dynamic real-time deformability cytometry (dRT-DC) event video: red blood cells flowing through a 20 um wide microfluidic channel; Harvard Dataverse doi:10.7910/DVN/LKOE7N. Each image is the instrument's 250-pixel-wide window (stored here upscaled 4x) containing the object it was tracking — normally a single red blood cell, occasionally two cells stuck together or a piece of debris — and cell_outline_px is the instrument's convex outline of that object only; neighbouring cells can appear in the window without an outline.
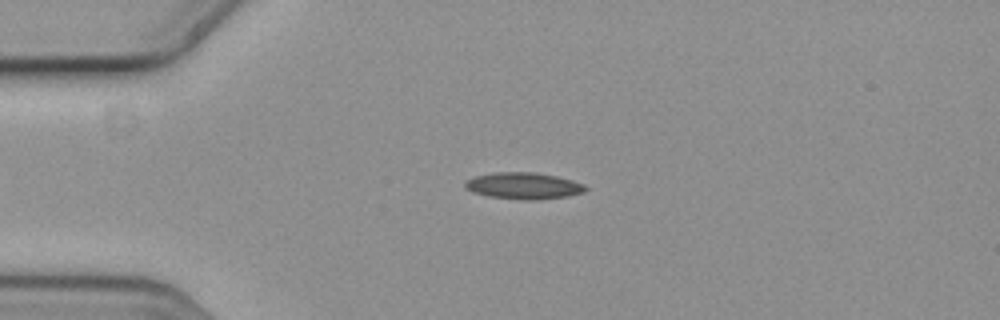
{"species": "common noctule bat (a hibernating species)", "species_latin": "Nyctalus noctula", "temperature_condition": "cold", "stored_images_in_passage": 52, "camera_frame_rate_fps": 3000, "um_per_image_px": 0.085, "animal": {"sex": "female", "body_mass_g": 19.3, "forearm_length_mm": 54.1}, "frame": {"image": 1, "passage_image": 14, "time_ms": 4.333, "image_size_px": [1000, 320], "cell_outline_px": [[588, 188], [584, 192], [568, 196], [536, 200], [520, 200], [488, 196], [472, 192], [464, 188], [464, 180], [476, 176], [496, 172], [532, 172], [556, 176], [572, 180], [584, 184]], "centroid_in_image_um": [44.48, 15.8], "position_along_channel_um": 40.5, "area_um2": 18.79}}
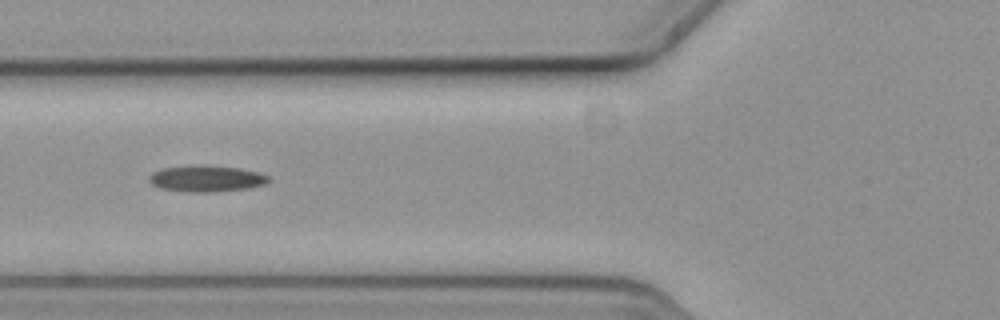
{"frame": {"image": 2, "passage_image": 22, "time_ms": 7.0, "image_size_px": [1000, 320], "cell_outline_px": [[272, 180], [264, 184], [252, 188], [212, 192], [188, 192], [160, 188], [152, 184], [148, 180], [148, 176], [152, 172], [160, 168], [196, 164], [200, 164], [240, 168], [272, 176]], "centroid_in_image_um": [17.55, 15.17], "position_along_channel_um": 108.3, "area_um2": 18.79}}
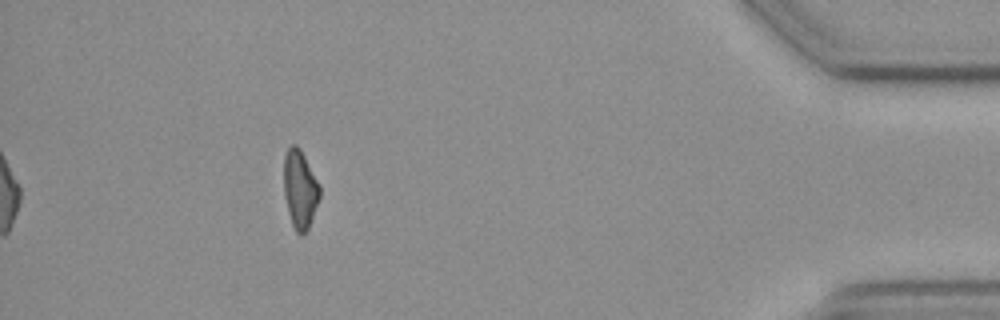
{"frame": {"image": 3, "passage_image": 52, "time_ms": 17.0, "image_size_px": [1000, 320], "cell_outline_px": [[320, 196], [308, 228], [300, 236], [296, 232], [292, 224], [288, 212], [284, 196], [284, 156], [288, 148], [292, 144], [296, 144], [300, 148], [320, 184]], "centroid_in_image_um": [25.49, 16.06], "position_along_channel_um": 409.7, "area_um2": 16.36}}